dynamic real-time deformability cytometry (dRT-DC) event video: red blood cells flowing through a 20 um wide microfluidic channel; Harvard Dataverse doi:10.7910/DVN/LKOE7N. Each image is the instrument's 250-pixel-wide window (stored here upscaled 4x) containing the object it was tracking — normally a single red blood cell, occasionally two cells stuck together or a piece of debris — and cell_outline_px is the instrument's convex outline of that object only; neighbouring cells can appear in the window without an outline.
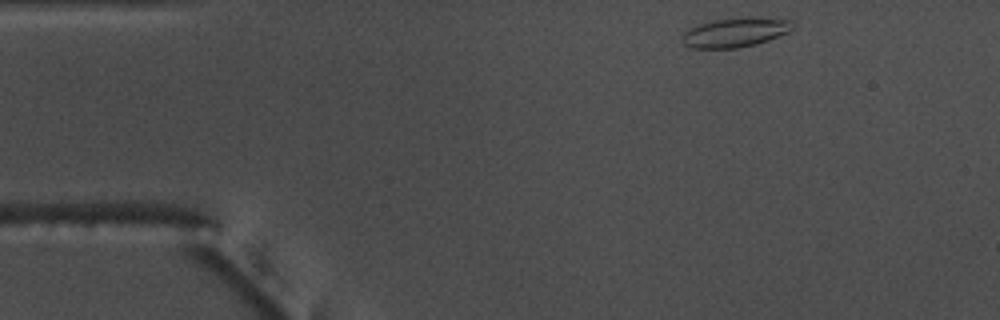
{"species": "common noctule bat (a hibernating species)", "species_latin": "Nyctalus noctula", "temperature_condition": "warm", "stored_images_in_passage": 47, "camera_frame_rate_fps": 3000, "um_per_image_px": 0.085, "animal": {"sex": "male", "body_mass_g": 17.5, "forearm_length_mm": 52.3}, "frame": {"image": 1, "passage_image": 1, "time_ms": 0.0, "image_size_px": [1000, 320], "cell_outline_px": [[792, 28], [788, 32], [768, 40], [756, 44], [736, 48], [692, 48], [684, 44], [684, 32], [700, 24], [712, 20], [744, 16], [748, 16], [792, 20]], "centroid_in_image_um": [62.53, 2.73], "position_along_channel_um": 22.5, "area_um2": 18.79}}
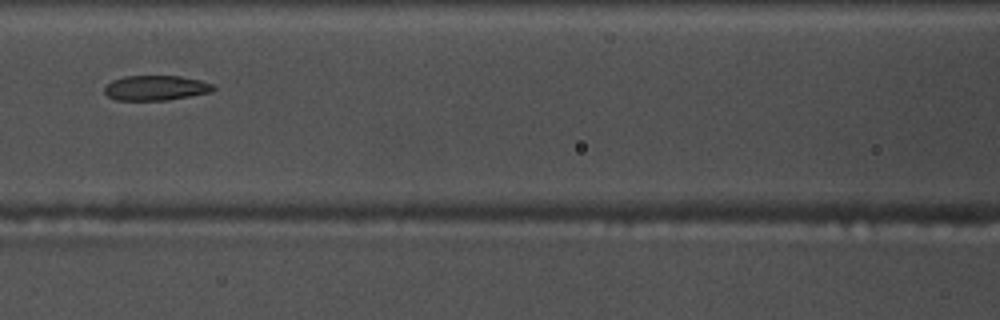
{"frame": {"image": 2, "passage_image": 17, "time_ms": 5.333, "image_size_px": [1000, 320], "cell_outline_px": [[216, 88], [212, 92], [168, 100], [116, 100], [108, 96], [104, 92], [104, 88], [112, 80], [124, 76], [180, 76], [200, 80], [212, 84]], "centroid_in_image_um": [13.25, 7.47], "position_along_channel_um": 153.4, "area_um2": 15.84}}
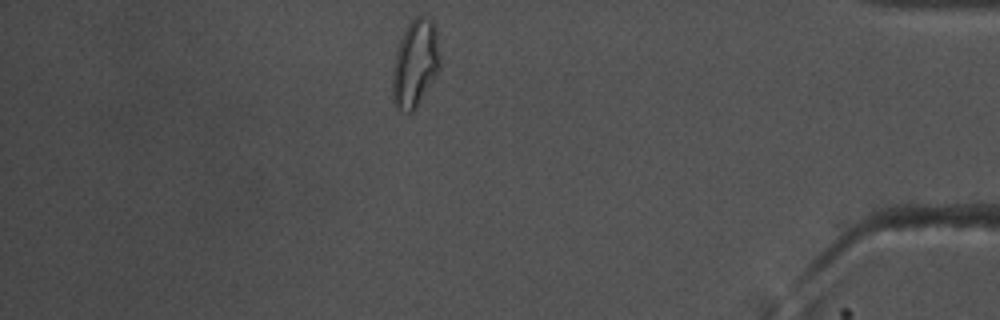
{"frame": {"image": 3, "passage_image": 40, "time_ms": 13.0, "image_size_px": [1000, 320], "cell_outline_px": [[440, 68], [416, 108], [412, 112], [408, 112], [400, 108], [392, 100], [392, 72], [396, 52], [400, 40], [408, 24], [416, 16], [424, 16], [432, 20], [436, 28], [440, 56]], "centroid_in_image_um": [35.3, 5.38], "position_along_channel_um": 399.9, "area_um2": 24.04}, "authors_computed_cell_mechanics": {"area_um2": 17.2822, "velocity_mm_per_s": 3.7786, "shape_relaxation_time_tau1_ms": null, "shape_relaxation_time_tau2_ms": 2.9678, "deformation_change_tau1": null, "deformation_change_tau2": 0.0952}}